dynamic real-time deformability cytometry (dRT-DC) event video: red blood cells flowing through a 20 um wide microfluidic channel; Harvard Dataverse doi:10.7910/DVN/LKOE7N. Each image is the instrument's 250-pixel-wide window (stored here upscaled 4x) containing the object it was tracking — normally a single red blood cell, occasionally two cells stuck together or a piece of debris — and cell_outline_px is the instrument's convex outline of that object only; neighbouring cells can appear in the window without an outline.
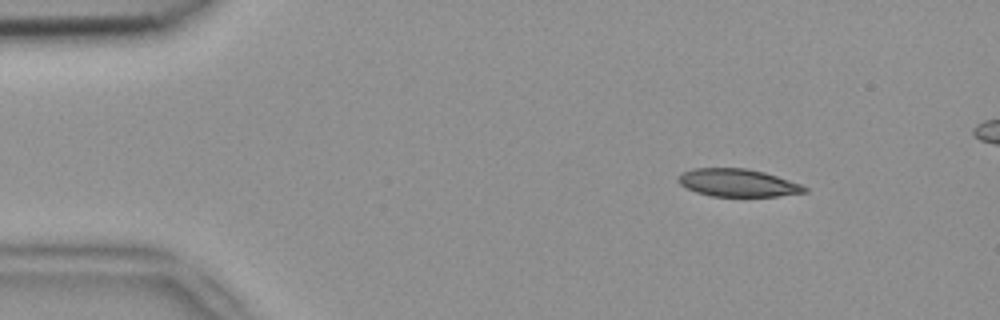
{"species": "common noctule bat (a hibernating species)", "species_latin": "Nyctalus noctula", "temperature_condition": "room temperature", "stored_images_in_passage": 5, "camera_frame_rate_fps": 3000, "um_per_image_px": 0.085, "animal": {"sex": "female", "body_mass_g": 18.4}, "frame": {"image": 1, "passage_image": 1, "time_ms": 0.0, "image_size_px": [1000, 320], "cell_outline_px": [[808, 192], [776, 196], [712, 196], [696, 192], [680, 184], [676, 180], [684, 172], [692, 168], [744, 168], [764, 172], [800, 184], [808, 188]], "centroid_in_image_um": [62.71, 15.54], "position_along_channel_um": 22.3, "area_um2": 20.17}}